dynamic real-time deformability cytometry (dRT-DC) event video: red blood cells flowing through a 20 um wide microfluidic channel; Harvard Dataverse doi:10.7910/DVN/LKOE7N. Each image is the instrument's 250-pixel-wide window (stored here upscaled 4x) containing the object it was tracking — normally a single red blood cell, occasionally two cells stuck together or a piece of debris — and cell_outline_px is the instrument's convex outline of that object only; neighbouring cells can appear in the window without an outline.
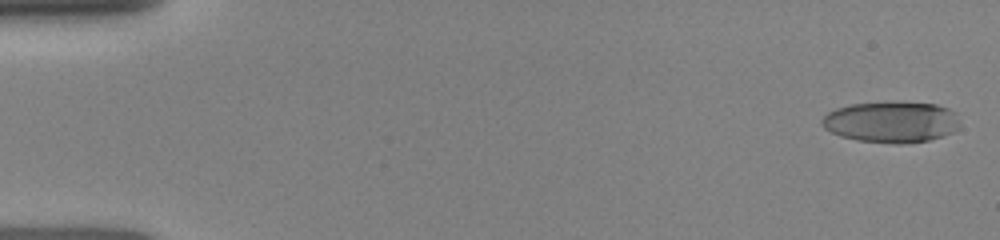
{"species": "human", "species_latin": "Homo sapiens", "temperature_condition": "room temperature", "stored_images_in_passage": 9, "camera_frame_rate_fps": 3000, "um_per_image_px": 0.085, "donor": {"sex": "female"}, "frame": {"image": 1, "passage_image": 1, "time_ms": 0.0, "image_size_px": [1000, 240], "cell_outline_px": [[960, 124], [952, 132], [944, 136], [928, 140], [904, 144], [896, 144], [856, 140], [840, 136], [824, 128], [820, 124], [820, 120], [828, 112], [836, 108], [852, 104], [936, 104], [948, 108], [956, 112]], "centroid_in_image_um": [75.75, 10.41], "position_along_channel_um": 9.2, "area_um2": 32.54}}
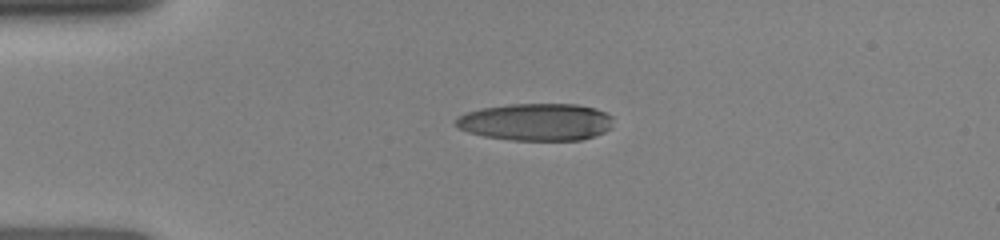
{"frame": {"image": 2, "passage_image": 6, "time_ms": 3.333, "image_size_px": [1000, 240], "cell_outline_px": [[612, 128], [604, 132], [580, 140], [512, 140], [484, 136], [468, 132], [460, 128], [456, 124], [456, 116], [468, 112], [484, 108], [508, 104], [576, 104], [596, 108], [612, 116]], "centroid_in_image_um": [45.59, 10.36], "position_along_channel_um": 39.4, "area_um2": 34.1}}
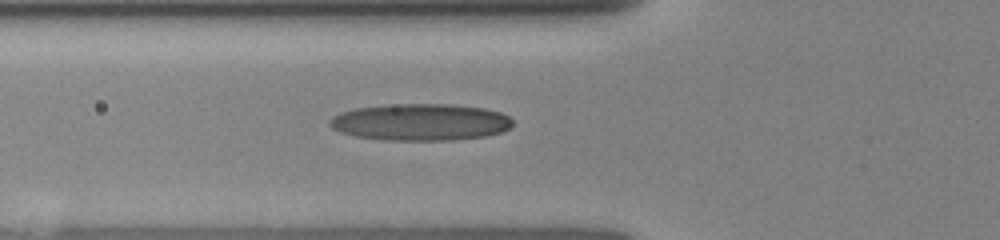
{"frame": {"image": 3, "passage_image": 9, "time_ms": 5.333, "image_size_px": [1000, 240], "cell_outline_px": [[512, 124], [508, 128], [500, 132], [484, 136], [452, 140], [384, 140], [356, 136], [340, 132], [332, 128], [328, 124], [328, 120], [332, 116], [340, 112], [356, 108], [384, 104], [452, 104], [484, 108], [500, 112], [508, 116], [512, 120]], "centroid_in_image_um": [35.69, 10.37], "position_along_channel_um": 90.1, "area_um2": 39.42}}